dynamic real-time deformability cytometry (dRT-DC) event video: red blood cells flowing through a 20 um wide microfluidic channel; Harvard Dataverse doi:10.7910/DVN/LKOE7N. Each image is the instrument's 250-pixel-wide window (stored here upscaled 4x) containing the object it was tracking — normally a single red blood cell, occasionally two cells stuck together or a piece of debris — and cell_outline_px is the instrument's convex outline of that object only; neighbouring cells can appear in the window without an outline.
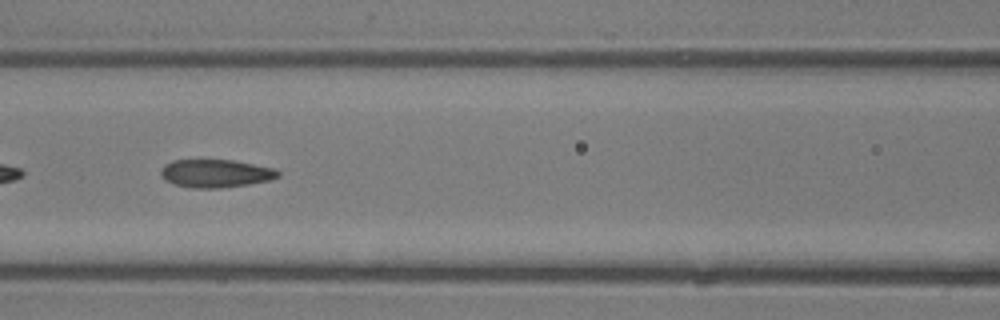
{"species": "common noctule bat (a hibernating species)", "species_latin": "Nyctalus noctula", "temperature_condition": "room temperature", "stored_images_in_passage": 41, "segment_of_instrument_passage": [2, 2], "camera_frame_rate_fps": 3000, "um_per_image_px": 0.085, "animal": {"sex": "male", "body_mass_g": 13.3}, "frame": {"image": 1, "passage_image": 18, "time_ms": 5.667, "image_size_px": [1000, 320], "cell_outline_px": [[280, 176], [272, 180], [248, 184], [220, 188], [192, 188], [176, 184], [164, 180], [160, 172], [160, 168], [164, 164], [172, 160], [232, 160], [272, 168], [280, 172]], "centroid_in_image_um": [18.31, 14.74], "position_along_channel_um": 148.3, "area_um2": 19.13}}
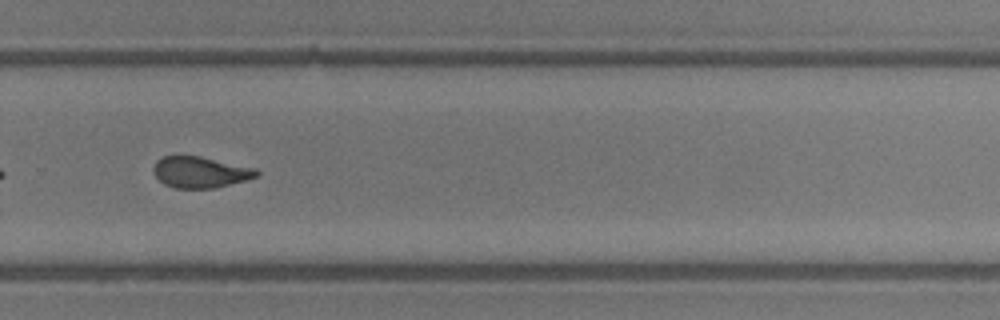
{"frame": {"image": 2, "passage_image": 28, "time_ms": 9.0, "image_size_px": [1000, 320], "cell_outline_px": [[260, 176], [216, 188], [176, 188], [164, 184], [156, 176], [152, 168], [156, 160], [164, 156], [180, 152], [200, 156], [256, 168], [260, 172]], "centroid_in_image_um": [17.0, 14.59], "position_along_channel_um": 312.8, "area_um2": 19.31}}
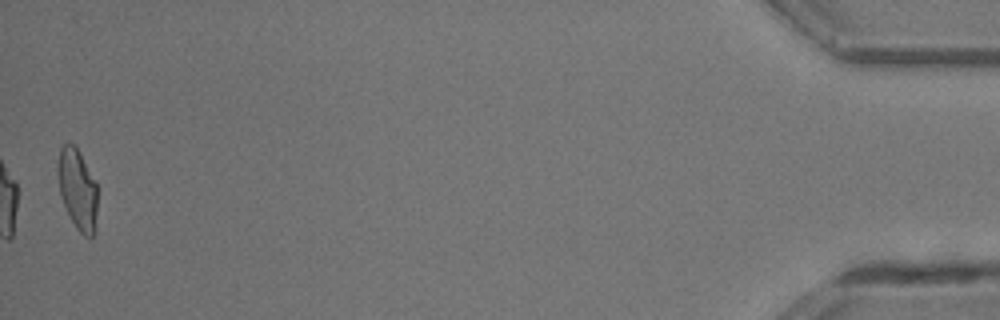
{"frame": {"image": 3, "passage_image": 41, "time_ms": 13.333, "image_size_px": [1000, 320], "cell_outline_px": [[96, 232], [92, 236], [84, 236], [76, 228], [60, 196], [56, 168], [60, 148], [68, 140], [76, 144], [96, 184]], "centroid_in_image_um": [6.56, 16.03], "position_along_channel_um": 428.6, "area_um2": 18.79}}